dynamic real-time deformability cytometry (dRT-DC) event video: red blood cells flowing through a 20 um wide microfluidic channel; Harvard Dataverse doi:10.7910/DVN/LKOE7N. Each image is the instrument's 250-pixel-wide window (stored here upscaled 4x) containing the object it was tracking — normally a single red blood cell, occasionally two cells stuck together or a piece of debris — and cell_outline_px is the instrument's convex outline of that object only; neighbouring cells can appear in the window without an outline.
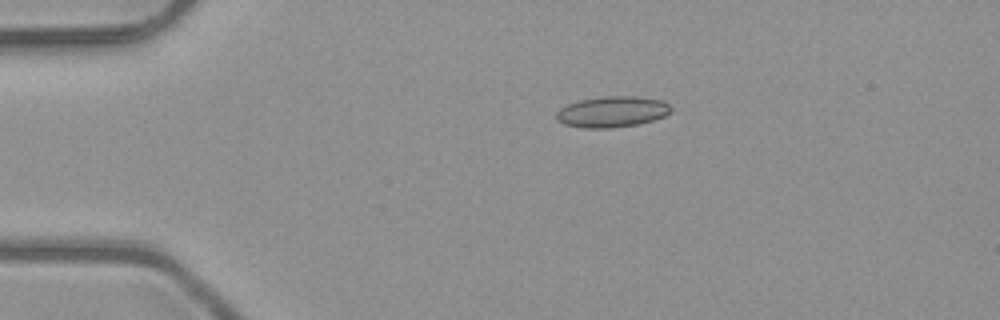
{"species": "common noctule bat (a hibernating species)", "species_latin": "Nyctalus noctula", "temperature_condition": "room temperature", "stored_images_in_passage": 5, "camera_frame_rate_fps": 3000, "um_per_image_px": 0.085, "animal": {"sex": "male", "body_mass_g": 23.1, "forearm_length_mm": 52.7}, "frame": {"image": 1, "passage_image": 2, "time_ms": 0.333, "image_size_px": [1000, 320], "cell_outline_px": [[672, 112], [664, 116], [652, 120], [636, 124], [608, 128], [584, 128], [564, 124], [556, 120], [556, 112], [560, 108], [568, 104], [580, 100], [604, 96], [636, 96], [660, 100], [668, 104], [672, 108]], "centroid_in_image_um": [52.01, 9.5], "position_along_channel_um": 33.0, "area_um2": 20.58}}
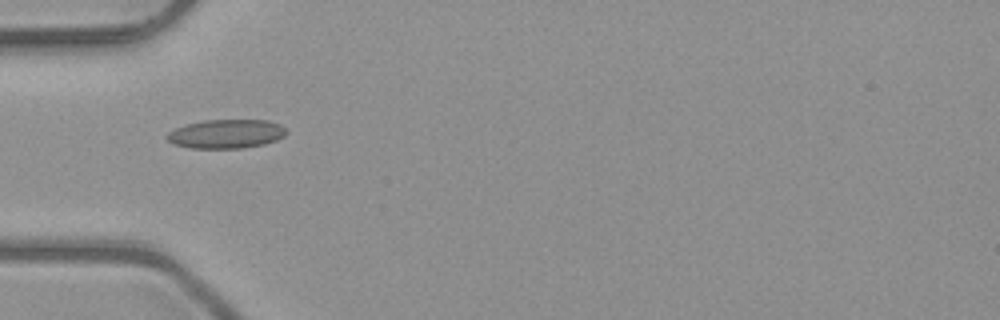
{"frame": {"image": 2, "passage_image": 4, "time_ms": 1.0, "image_size_px": [1000, 320], "cell_outline_px": [[288, 132], [284, 136], [276, 140], [264, 144], [240, 148], [192, 148], [172, 144], [164, 136], [168, 132], [176, 128], [188, 124], [204, 120], [268, 120], [280, 124]], "centroid_in_image_um": [19.22, 11.38], "position_along_channel_um": 65.8, "area_um2": 20.11}}
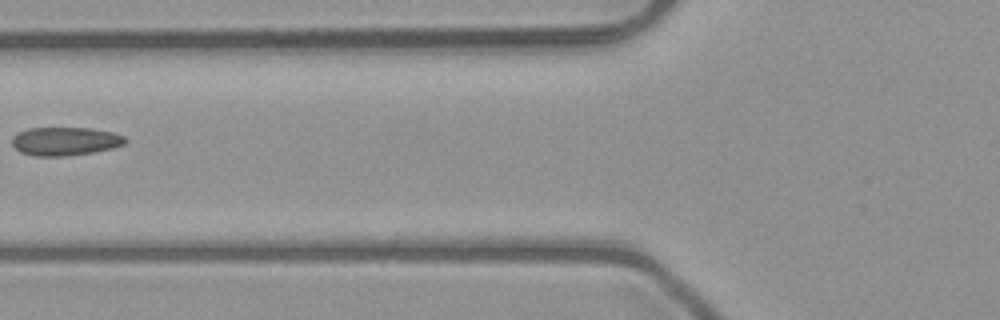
{"frame": {"image": 3, "passage_image": 5, "time_ms": 1.333, "image_size_px": [1000, 320], "cell_outline_px": [[128, 140], [124, 144], [112, 148], [92, 152], [64, 156], [36, 156], [20, 152], [12, 144], [12, 136], [16, 132], [28, 128], [92, 128], [112, 132], [124, 136]], "centroid_in_image_um": [5.51, 12.0], "position_along_channel_um": 120.3, "area_um2": 18.79}}